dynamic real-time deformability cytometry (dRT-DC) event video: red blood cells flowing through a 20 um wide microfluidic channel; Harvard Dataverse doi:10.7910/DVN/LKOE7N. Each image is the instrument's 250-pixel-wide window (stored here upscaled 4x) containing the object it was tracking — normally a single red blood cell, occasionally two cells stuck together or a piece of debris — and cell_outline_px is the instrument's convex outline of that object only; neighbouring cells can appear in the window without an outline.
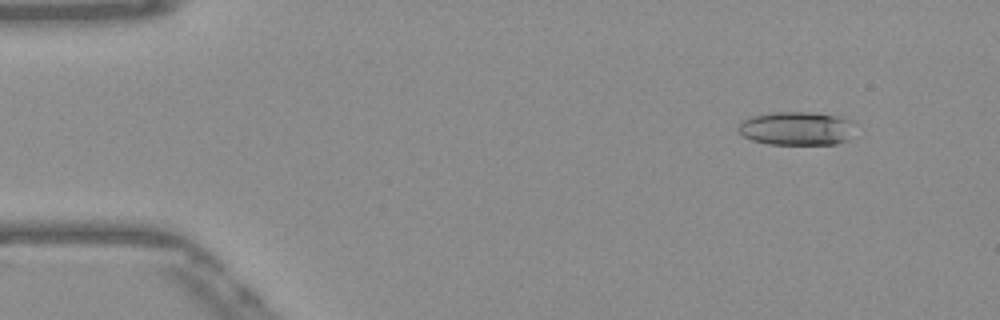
{"species": "Egyptian fruit bat (a non-hibernating species)", "species_latin": "Rousettus aegyptiacus", "temperature_condition": "warm", "stored_images_in_passage": 52, "camera_frame_rate_fps": 3000, "um_per_image_px": 0.085, "frame": {"image": 1, "passage_image": 5, "time_ms": 1.333, "image_size_px": [1000, 320], "cell_outline_px": [[856, 124], [852, 140], [836, 144], [768, 144], [752, 140], [744, 136], [736, 128], [740, 120], [752, 116], [776, 112], [808, 112], [848, 116]], "centroid_in_image_um": [67.82, 10.91], "position_along_channel_um": 17.2, "area_um2": 23.64}}
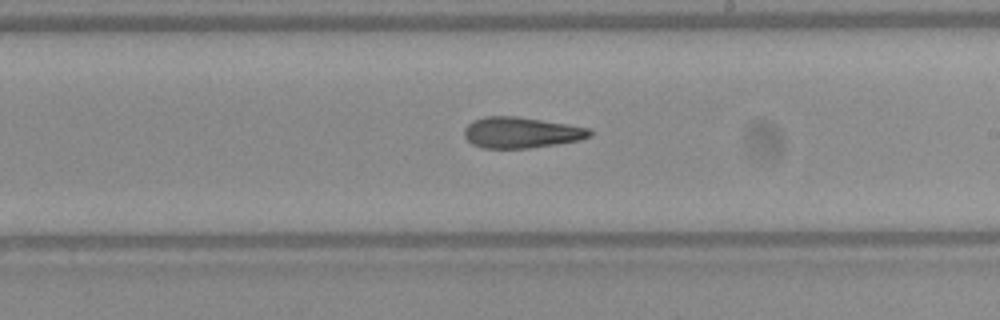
{"frame": {"image": 2, "passage_image": 30, "time_ms": 9.667, "image_size_px": [1000, 320], "cell_outline_px": [[592, 136], [580, 140], [556, 144], [528, 148], [484, 148], [472, 144], [464, 136], [464, 128], [472, 120], [484, 116], [516, 116], [568, 124], [588, 128], [592, 132]], "centroid_in_image_um": [44.28, 11.26], "position_along_channel_um": 244.7, "area_um2": 22.66}}
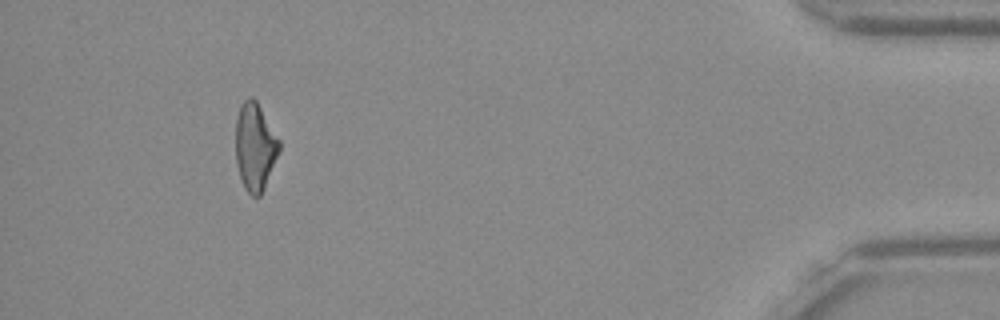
{"frame": {"image": 3, "passage_image": 48, "time_ms": 15.667, "image_size_px": [1000, 320], "cell_outline_px": [[280, 152], [264, 188], [260, 196], [252, 196], [244, 188], [236, 164], [236, 116], [244, 100], [248, 96], [252, 96], [256, 100], [280, 140]], "centroid_in_image_um": [21.68, 12.47], "position_along_channel_um": 413.5, "area_um2": 22.31}, "authors_computed_cell_mechanics": {"area_um2": 22.8888, "velocity_mm_per_s": 3.8915, "shape_relaxation_time_tau1_ms": null, "shape_relaxation_time_tau2_ms": 4.8505, "deformation_change_tau1": null, "deformation_change_tau2": 0.1611}}